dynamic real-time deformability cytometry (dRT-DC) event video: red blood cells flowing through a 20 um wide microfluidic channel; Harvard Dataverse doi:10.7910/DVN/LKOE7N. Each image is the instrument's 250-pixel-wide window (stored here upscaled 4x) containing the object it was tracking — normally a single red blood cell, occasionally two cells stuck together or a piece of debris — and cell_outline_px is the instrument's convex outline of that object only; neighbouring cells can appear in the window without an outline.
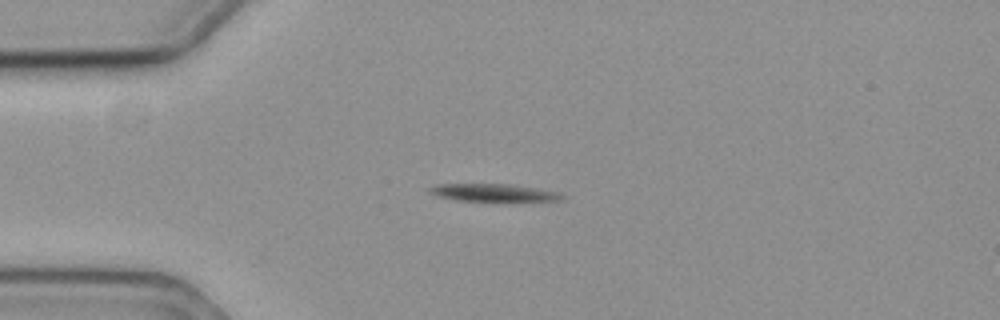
{"species": "common noctule bat (a hibernating species)", "species_latin": "Nyctalus noctula", "temperature_condition": "cold", "stored_images_in_passage": 46, "camera_frame_rate_fps": 3000, "um_per_image_px": 0.085, "animal": {"sex": "female", "body_mass_g": 19.3, "forearm_length_mm": 54.1}, "frame": {"image": 1, "passage_image": 1, "time_ms": 0.0, "image_size_px": [1000, 320], "cell_outline_px": [[564, 196], [560, 200], [512, 204], [456, 200], [440, 196], [428, 192], [428, 188], [436, 184], [512, 184], [560, 192]], "centroid_in_image_um": [42.06, 16.43], "position_along_channel_um": 42.9, "area_um2": 14.62}}
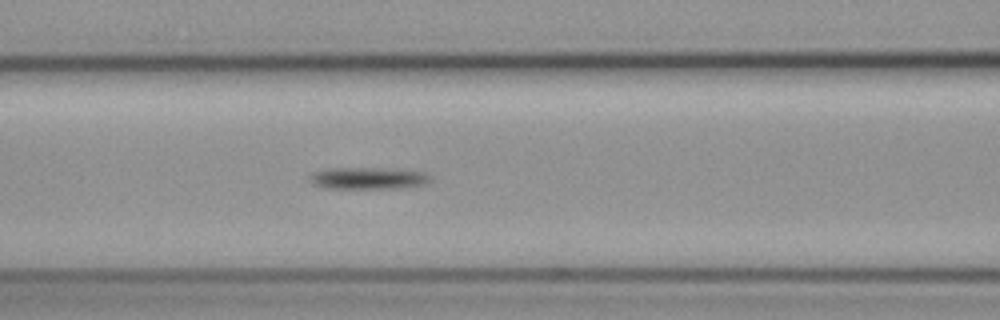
{"frame": {"image": 2, "passage_image": 11, "time_ms": 3.333, "image_size_px": [1000, 320], "cell_outline_px": [[432, 180], [424, 184], [396, 188], [324, 188], [312, 184], [308, 180], [308, 176], [312, 172], [332, 168], [376, 168], [424, 172], [432, 176]], "centroid_in_image_um": [31.23, 15.15], "position_along_channel_um": 135.4, "area_um2": 15.32}}
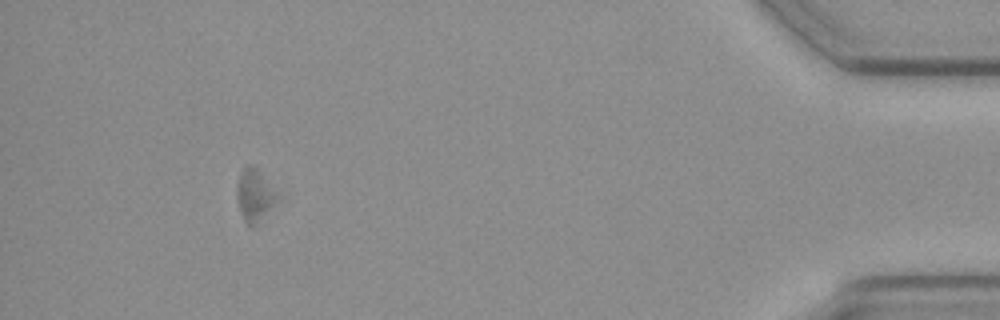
{"frame": {"image": 3, "passage_image": 41, "time_ms": 13.333, "image_size_px": [1000, 320], "cell_outline_px": [[280, 200], [252, 228], [244, 220], [236, 196], [236, 184], [240, 172], [244, 164], [248, 164], [256, 168], [280, 196]], "centroid_in_image_um": [21.64, 16.58], "position_along_channel_um": 413.6, "area_um2": 12.37}, "authors_computed_cell_mechanics": {"area_um2": 14.0743, "velocity_mm_per_s": 3.4766, "shape_relaxation_time_tau1_ms": 1.3582, "shape_relaxation_time_tau2_ms": null, "deformation_change_tau1": 0.065, "deformation_change_tau2": null}}